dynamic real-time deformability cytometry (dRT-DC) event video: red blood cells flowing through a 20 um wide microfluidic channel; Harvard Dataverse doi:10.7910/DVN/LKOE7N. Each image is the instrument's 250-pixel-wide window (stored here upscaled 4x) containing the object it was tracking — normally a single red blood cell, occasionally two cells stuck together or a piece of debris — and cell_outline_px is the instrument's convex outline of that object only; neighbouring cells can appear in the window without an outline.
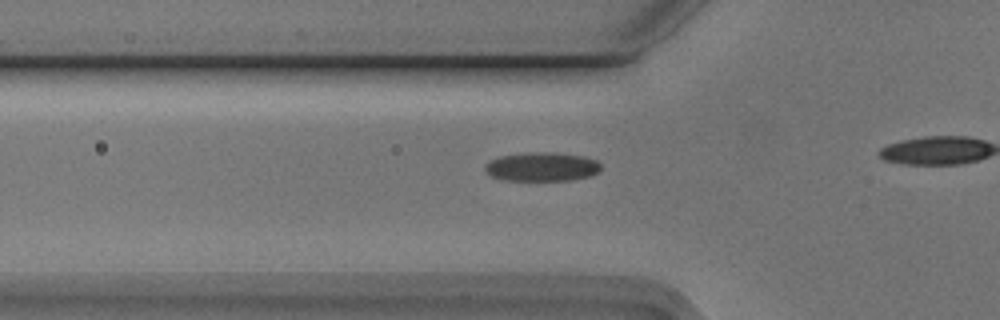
{"species": "Egyptian fruit bat (a non-hibernating species)", "species_latin": "Rousettus aegyptiacus", "temperature_condition": "cold", "stored_images_in_passage": 7, "camera_frame_rate_fps": 3000, "um_per_image_px": 0.085, "animal": {"sex": "male"}, "frame": {"image": 1, "passage_image": 2, "time_ms": 0.333, "image_size_px": [1000, 320], "cell_outline_px": [[600, 172], [592, 176], [568, 180], [504, 180], [492, 176], [484, 168], [484, 164], [500, 156], [540, 152], [552, 152], [580, 156], [596, 160], [600, 164]], "centroid_in_image_um": [46.09, 14.18], "position_along_channel_um": 79.7, "area_um2": 19.25}}
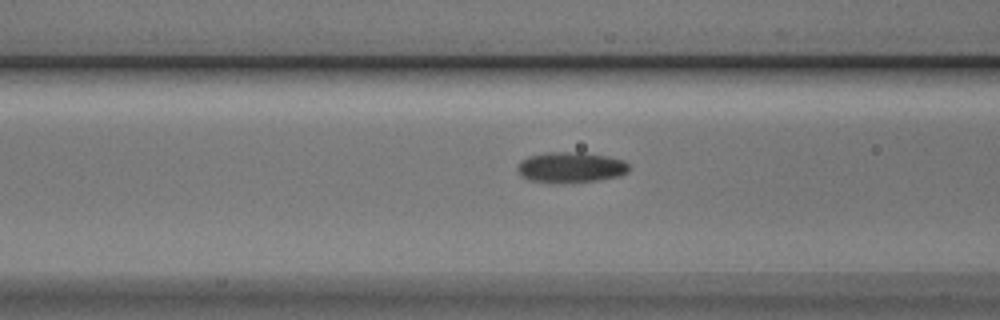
{"frame": {"image": 2, "passage_image": 5, "time_ms": 1.333, "image_size_px": [1000, 320], "cell_outline_px": [[628, 172], [620, 176], [572, 184], [552, 184], [528, 180], [520, 176], [516, 168], [516, 164], [520, 160], [528, 156], [548, 152], [580, 152], [604, 156], [624, 160], [628, 164]], "centroid_in_image_um": [48.43, 14.25], "position_along_channel_um": 118.2, "area_um2": 20.46}}